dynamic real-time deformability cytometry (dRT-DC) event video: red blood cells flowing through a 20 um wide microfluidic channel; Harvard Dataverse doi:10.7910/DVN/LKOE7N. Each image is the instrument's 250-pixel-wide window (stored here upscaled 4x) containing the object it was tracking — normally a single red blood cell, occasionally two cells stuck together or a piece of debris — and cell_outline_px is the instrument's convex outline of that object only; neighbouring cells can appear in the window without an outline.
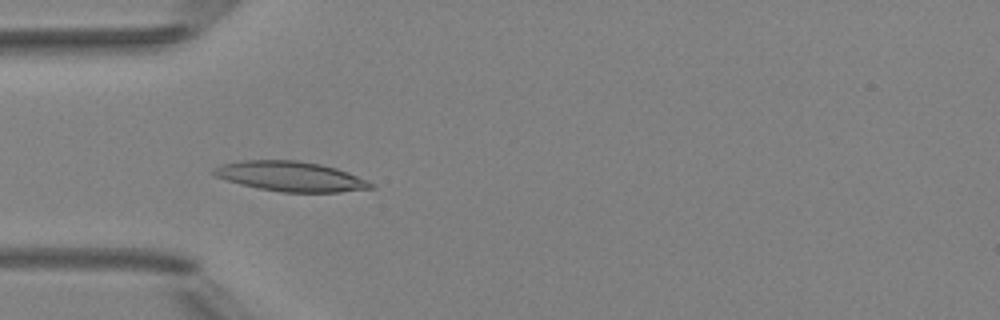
{"species": "Egyptian fruit bat (a non-hibernating species)", "species_latin": "Rousettus aegyptiacus", "temperature_condition": "room temperature", "stored_images_in_passage": 5, "camera_frame_rate_fps": 3000, "um_per_image_px": 0.085, "animal": {"sex": "female"}, "frame": {"image": 1, "passage_image": 4, "time_ms": 4.333, "image_size_px": [1000, 320], "cell_outline_px": [[376, 188], [340, 192], [280, 192], [240, 184], [216, 176], [212, 172], [212, 168], [220, 164], [240, 160], [296, 160], [320, 164], [336, 168], [348, 172], [368, 180], [376, 184]], "centroid_in_image_um": [24.73, 14.99], "position_along_channel_um": 60.3, "area_um2": 27.51}}
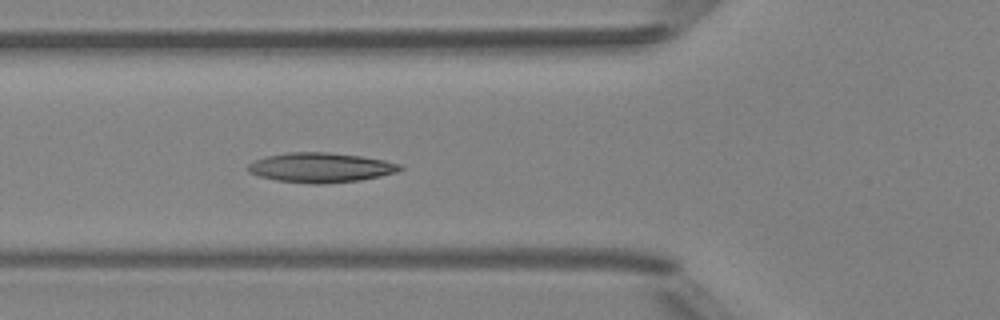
{"frame": {"image": 2, "passage_image": 5, "time_ms": 5.333, "image_size_px": [1000, 320], "cell_outline_px": [[404, 168], [396, 172], [380, 176], [360, 180], [320, 184], [312, 184], [276, 180], [260, 176], [248, 172], [248, 164], [264, 156], [288, 152], [328, 152], [360, 156], [384, 160], [400, 164]], "centroid_in_image_um": [27.25, 14.24], "position_along_channel_um": 98.6, "area_um2": 26.24}}